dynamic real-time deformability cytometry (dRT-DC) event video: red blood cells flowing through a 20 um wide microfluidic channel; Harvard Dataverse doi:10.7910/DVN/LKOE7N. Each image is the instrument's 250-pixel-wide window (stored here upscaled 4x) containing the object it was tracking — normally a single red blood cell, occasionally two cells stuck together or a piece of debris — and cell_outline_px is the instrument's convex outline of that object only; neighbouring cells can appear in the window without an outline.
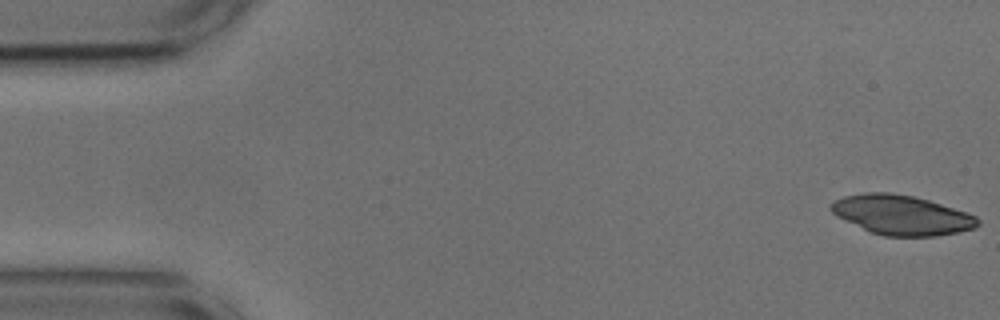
{"species": "common noctule bat (a hibernating species)", "species_latin": "Nyctalus noctula", "temperature_condition": "cold", "stored_images_in_passage": 53, "camera_frame_rate_fps": 3000, "um_per_image_px": 0.085, "animal": {"sex": "male", "body_mass_g": 17.9, "forearm_length_mm": 54.2}, "frame": {"image": 1, "passage_image": 1, "time_ms": 0.0, "image_size_px": [1000, 320], "cell_outline_px": [[980, 224], [976, 228], [960, 232], [936, 236], [884, 236], [872, 232], [836, 216], [828, 208], [828, 204], [844, 196], [864, 192], [892, 192], [912, 196], [928, 200], [976, 216], [980, 220]], "centroid_in_image_um": [76.62, 18.27], "position_along_channel_um": 8.4, "area_um2": 33.81}}